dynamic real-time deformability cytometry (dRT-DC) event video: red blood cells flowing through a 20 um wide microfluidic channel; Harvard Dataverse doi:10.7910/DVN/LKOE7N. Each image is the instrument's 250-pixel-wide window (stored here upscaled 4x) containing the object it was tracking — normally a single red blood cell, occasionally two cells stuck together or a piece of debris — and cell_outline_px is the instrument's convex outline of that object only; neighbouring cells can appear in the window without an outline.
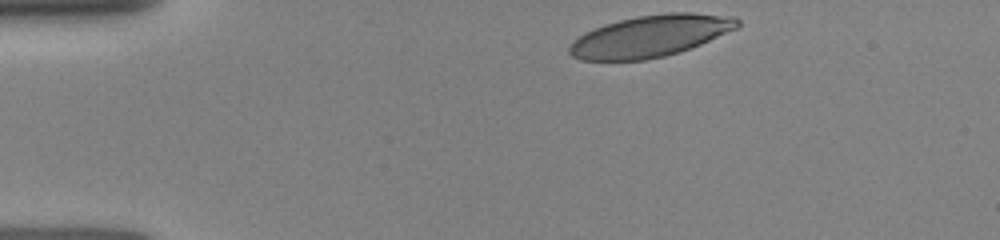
{"species": "human", "species_latin": "Homo sapiens", "temperature_condition": "room temperature", "stored_images_in_passage": 22, "camera_frame_rate_fps": 3000, "um_per_image_px": 0.085, "donor": {"sex": "female"}, "frame": {"image": 1, "passage_image": 1, "time_ms": 0.0, "image_size_px": [1000, 240], "cell_outline_px": [[740, 24], [736, 28], [700, 44], [680, 52], [664, 56], [644, 60], [580, 60], [572, 56], [568, 52], [568, 48], [584, 32], [604, 24], [636, 16], [664, 12], [692, 12], [736, 16], [740, 20]], "centroid_in_image_um": [55.3, 3.05], "position_along_channel_um": 29.7, "area_um2": 40.81}}
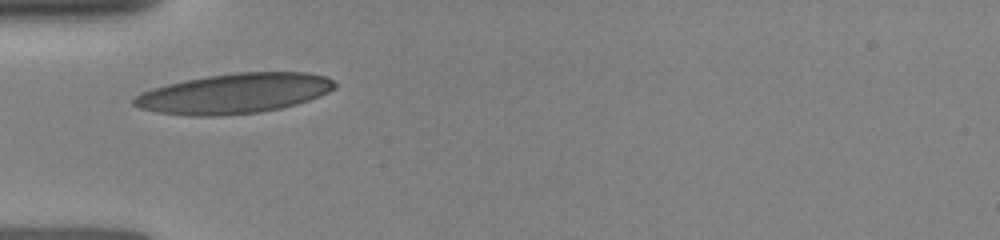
{"frame": {"image": 2, "passage_image": 14, "time_ms": 2.333, "image_size_px": [1000, 240], "cell_outline_px": [[336, 88], [320, 96], [296, 104], [280, 108], [260, 112], [216, 116], [188, 116], [156, 112], [140, 108], [132, 104], [132, 100], [140, 92], [152, 88], [184, 80], [208, 76], [236, 72], [308, 72], [324, 76], [332, 80], [336, 84]], "centroid_in_image_um": [19.9, 7.94], "position_along_channel_um": 65.1, "area_um2": 46.88}}
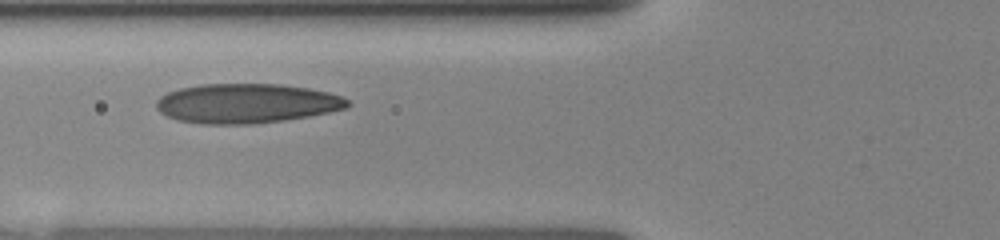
{"frame": {"image": 3, "passage_image": 21, "time_ms": 3.333, "image_size_px": [1000, 240], "cell_outline_px": [[352, 104], [344, 108], [328, 112], [308, 116], [284, 120], [252, 124], [204, 124], [176, 120], [160, 112], [156, 108], [156, 100], [160, 96], [168, 92], [180, 88], [200, 84], [280, 84], [308, 88], [328, 92], [340, 96], [348, 100]], "centroid_in_image_um": [20.92, 8.79], "position_along_channel_um": 104.9, "area_um2": 44.04}}